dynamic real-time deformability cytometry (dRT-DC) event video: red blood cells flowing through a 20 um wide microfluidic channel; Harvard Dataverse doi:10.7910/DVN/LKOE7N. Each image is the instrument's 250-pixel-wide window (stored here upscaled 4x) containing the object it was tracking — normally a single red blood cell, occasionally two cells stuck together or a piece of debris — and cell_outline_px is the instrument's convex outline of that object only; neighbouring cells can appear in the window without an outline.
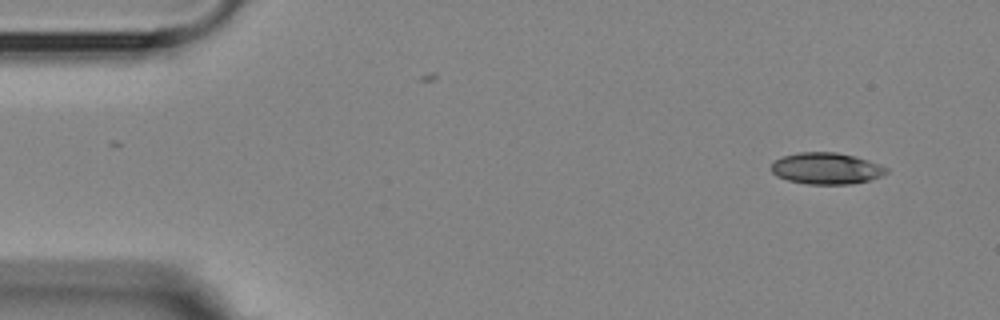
{"species": "Egyptian fruit bat (a non-hibernating species)", "species_latin": "Rousettus aegyptiacus", "temperature_condition": "room temperature", "stored_images_in_passage": 5, "camera_frame_rate_fps": 3000, "um_per_image_px": 0.085, "animal": {"sex": "female"}, "frame": {"image": 1, "passage_image": 1, "time_ms": 0.0, "image_size_px": [1000, 320], "cell_outline_px": [[888, 172], [880, 176], [868, 180], [852, 184], [808, 184], [788, 180], [776, 176], [768, 168], [776, 160], [784, 156], [800, 152], [836, 152], [856, 156], [868, 160], [888, 168]], "centroid_in_image_um": [70.22, 14.31], "position_along_channel_um": 14.8, "area_um2": 21.1}}
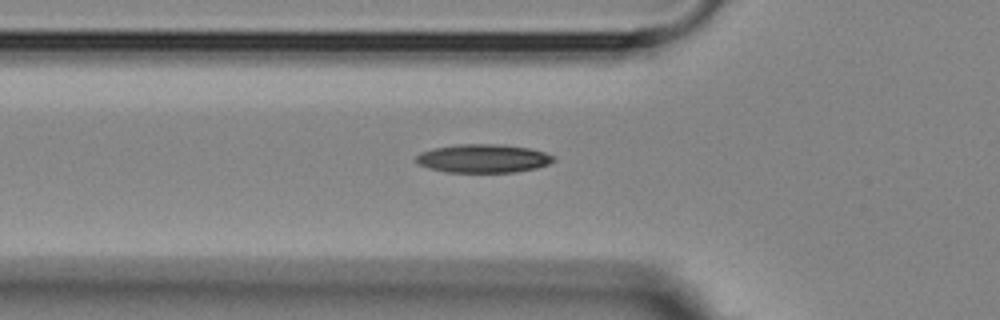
{"frame": {"image": 2, "passage_image": 5, "time_ms": 4.667, "image_size_px": [1000, 320], "cell_outline_px": [[556, 160], [548, 164], [536, 168], [516, 172], [444, 172], [428, 168], [416, 164], [412, 160], [420, 152], [432, 148], [460, 144], [496, 144], [528, 148], [544, 152], [556, 156]], "centroid_in_image_um": [41.02, 13.47], "position_along_channel_um": 84.8, "area_um2": 23.06}}